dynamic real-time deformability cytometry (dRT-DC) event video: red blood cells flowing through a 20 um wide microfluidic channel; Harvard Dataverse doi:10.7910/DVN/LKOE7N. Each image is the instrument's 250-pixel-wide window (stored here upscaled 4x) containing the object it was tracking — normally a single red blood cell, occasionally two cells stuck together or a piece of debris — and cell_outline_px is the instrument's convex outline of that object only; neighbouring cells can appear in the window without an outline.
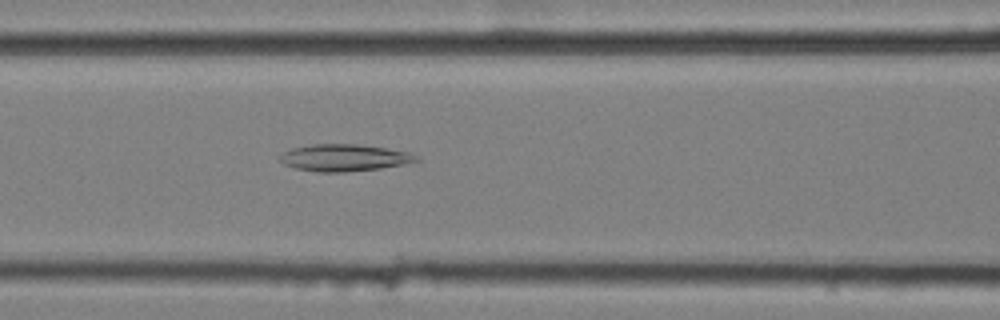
{"species": "common noctule bat (a hibernating species)", "species_latin": "Nyctalus noctula", "temperature_condition": "cold", "stored_images_in_passage": 6, "camera_frame_rate_fps": 3000, "um_per_image_px": 0.085, "animal": {"sex": "female", "body_mass_g": 25.1}, "frame": {"image": 1, "passage_image": 6, "time_ms": 1.667, "image_size_px": [1000, 320], "cell_outline_px": [[420, 160], [380, 168], [344, 172], [316, 172], [296, 168], [284, 164], [280, 160], [280, 156], [284, 152], [292, 148], [312, 144], [356, 144], [412, 152]], "centroid_in_image_um": [29.24, 13.4], "position_along_channel_um": 137.4, "area_um2": 21.15}}